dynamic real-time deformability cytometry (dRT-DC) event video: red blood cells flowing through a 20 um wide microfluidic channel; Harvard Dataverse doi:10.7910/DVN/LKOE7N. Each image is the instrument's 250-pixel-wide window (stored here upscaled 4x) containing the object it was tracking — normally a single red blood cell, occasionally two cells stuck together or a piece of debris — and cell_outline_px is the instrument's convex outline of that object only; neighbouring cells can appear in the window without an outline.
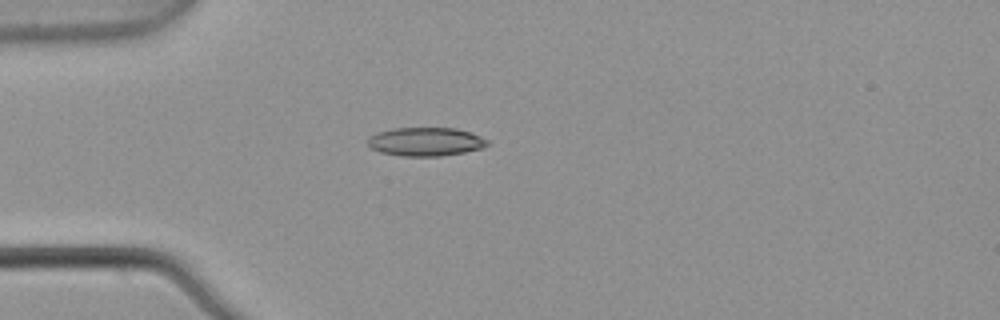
{"species": "common noctule bat (a hibernating species)", "species_latin": "Nyctalus noctula", "temperature_condition": "warm", "stored_images_in_passage": 4, "camera_frame_rate_fps": 3000, "um_per_image_px": 0.085, "animal": {"sex": "male", "body_mass_g": 21.5, "forearm_length_mm": 52.0}, "frame": {"image": 1, "passage_image": 4, "time_ms": 1.0, "image_size_px": [1000, 320], "cell_outline_px": [[488, 144], [480, 148], [464, 152], [440, 156], [404, 156], [380, 152], [372, 148], [368, 144], [368, 140], [376, 132], [392, 128], [456, 128], [472, 132], [488, 140]], "centroid_in_image_um": [36.18, 12.03], "position_along_channel_um": 48.8, "area_um2": 19.83}}